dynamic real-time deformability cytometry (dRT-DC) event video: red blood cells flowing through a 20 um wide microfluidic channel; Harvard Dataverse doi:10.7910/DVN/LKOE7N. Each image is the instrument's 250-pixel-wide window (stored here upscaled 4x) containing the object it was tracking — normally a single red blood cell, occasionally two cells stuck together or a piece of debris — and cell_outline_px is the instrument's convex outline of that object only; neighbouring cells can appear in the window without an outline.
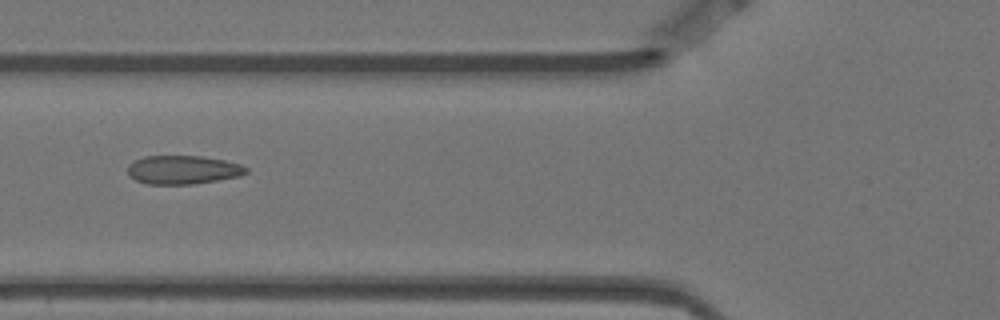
{"species": "Egyptian fruit bat (a non-hibernating species)", "species_latin": "Rousettus aegyptiacus", "temperature_condition": "warm", "stored_images_in_passage": 10, "camera_frame_rate_fps": 3000, "um_per_image_px": 0.085, "animal": {"sex": "female"}, "frame": {"image": 1, "passage_image": 5, "time_ms": 1.333, "image_size_px": [1000, 320], "cell_outline_px": [[248, 172], [240, 176], [192, 184], [148, 184], [136, 180], [128, 172], [128, 164], [132, 160], [144, 156], [200, 156], [224, 160], [240, 164], [248, 168]], "centroid_in_image_um": [15.54, 14.42], "position_along_channel_um": 110.3, "area_um2": 19.71}}
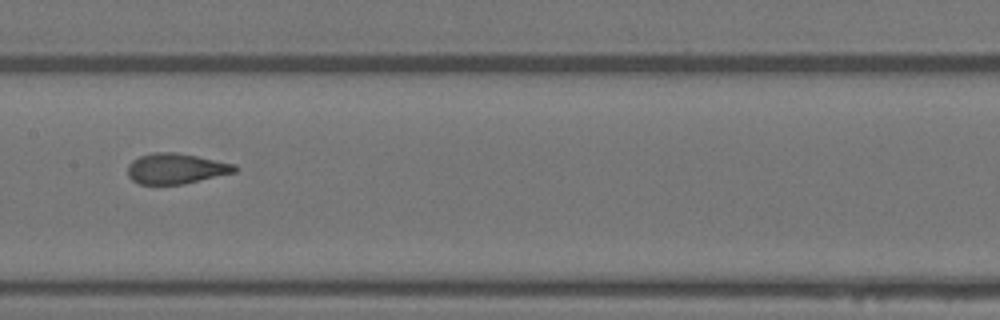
{"frame": {"image": 2, "passage_image": 7, "time_ms": 2.0, "image_size_px": [1000, 320], "cell_outline_px": [[240, 168], [236, 172], [184, 184], [140, 184], [132, 180], [128, 176], [128, 164], [132, 160], [140, 156], [156, 152], [176, 152], [236, 164]], "centroid_in_image_um": [14.98, 14.33], "position_along_channel_um": 192.4, "area_um2": 19.07}}
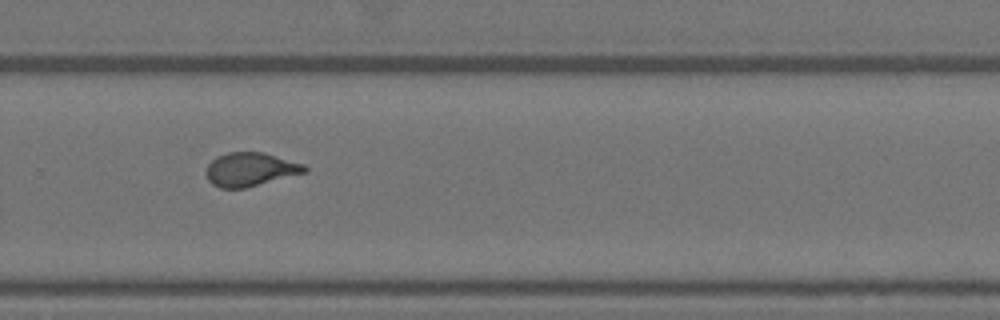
{"frame": {"image": 3, "passage_image": 10, "time_ms": 3.0, "image_size_px": [1000, 320], "cell_outline_px": [[308, 172], [244, 188], [220, 188], [212, 184], [208, 180], [204, 172], [208, 164], [216, 156], [228, 152], [264, 152], [304, 164], [308, 168]], "centroid_in_image_um": [21.26, 14.39], "position_along_channel_um": 308.5, "area_um2": 19.48}}